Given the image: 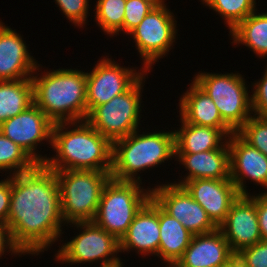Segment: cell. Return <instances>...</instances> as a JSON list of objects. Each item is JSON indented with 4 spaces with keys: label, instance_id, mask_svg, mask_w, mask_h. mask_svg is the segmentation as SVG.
Wrapping results in <instances>:
<instances>
[{
    "label": "cell",
    "instance_id": "obj_34",
    "mask_svg": "<svg viewBox=\"0 0 267 267\" xmlns=\"http://www.w3.org/2000/svg\"><path fill=\"white\" fill-rule=\"evenodd\" d=\"M10 255H14V257H22L21 255L25 256L22 250L14 243L11 230L7 226V224L0 223V260L2 256L7 253ZM18 255V256H17Z\"/></svg>",
    "mask_w": 267,
    "mask_h": 267
},
{
    "label": "cell",
    "instance_id": "obj_13",
    "mask_svg": "<svg viewBox=\"0 0 267 267\" xmlns=\"http://www.w3.org/2000/svg\"><path fill=\"white\" fill-rule=\"evenodd\" d=\"M152 185L151 198L193 235L210 233L218 228L182 186L166 180Z\"/></svg>",
    "mask_w": 267,
    "mask_h": 267
},
{
    "label": "cell",
    "instance_id": "obj_29",
    "mask_svg": "<svg viewBox=\"0 0 267 267\" xmlns=\"http://www.w3.org/2000/svg\"><path fill=\"white\" fill-rule=\"evenodd\" d=\"M237 133L267 156V119L252 115Z\"/></svg>",
    "mask_w": 267,
    "mask_h": 267
},
{
    "label": "cell",
    "instance_id": "obj_9",
    "mask_svg": "<svg viewBox=\"0 0 267 267\" xmlns=\"http://www.w3.org/2000/svg\"><path fill=\"white\" fill-rule=\"evenodd\" d=\"M149 73L146 71L126 92L115 96L108 103L94 107L86 121L112 143L142 128V93Z\"/></svg>",
    "mask_w": 267,
    "mask_h": 267
},
{
    "label": "cell",
    "instance_id": "obj_14",
    "mask_svg": "<svg viewBox=\"0 0 267 267\" xmlns=\"http://www.w3.org/2000/svg\"><path fill=\"white\" fill-rule=\"evenodd\" d=\"M230 179L240 195H250L247 182L267 193V156L247 143L237 132L228 137ZM247 180V181H246ZM264 188V189H263Z\"/></svg>",
    "mask_w": 267,
    "mask_h": 267
},
{
    "label": "cell",
    "instance_id": "obj_33",
    "mask_svg": "<svg viewBox=\"0 0 267 267\" xmlns=\"http://www.w3.org/2000/svg\"><path fill=\"white\" fill-rule=\"evenodd\" d=\"M260 79L251 83L252 114L267 119V63Z\"/></svg>",
    "mask_w": 267,
    "mask_h": 267
},
{
    "label": "cell",
    "instance_id": "obj_28",
    "mask_svg": "<svg viewBox=\"0 0 267 267\" xmlns=\"http://www.w3.org/2000/svg\"><path fill=\"white\" fill-rule=\"evenodd\" d=\"M36 163L29 154L0 132V173L17 175L32 170ZM2 171V172H1Z\"/></svg>",
    "mask_w": 267,
    "mask_h": 267
},
{
    "label": "cell",
    "instance_id": "obj_19",
    "mask_svg": "<svg viewBox=\"0 0 267 267\" xmlns=\"http://www.w3.org/2000/svg\"><path fill=\"white\" fill-rule=\"evenodd\" d=\"M235 257L225 236L217 228L210 233L193 235L177 262L182 267H225Z\"/></svg>",
    "mask_w": 267,
    "mask_h": 267
},
{
    "label": "cell",
    "instance_id": "obj_38",
    "mask_svg": "<svg viewBox=\"0 0 267 267\" xmlns=\"http://www.w3.org/2000/svg\"><path fill=\"white\" fill-rule=\"evenodd\" d=\"M164 267H182L178 262H173L168 265H164Z\"/></svg>",
    "mask_w": 267,
    "mask_h": 267
},
{
    "label": "cell",
    "instance_id": "obj_36",
    "mask_svg": "<svg viewBox=\"0 0 267 267\" xmlns=\"http://www.w3.org/2000/svg\"><path fill=\"white\" fill-rule=\"evenodd\" d=\"M256 210L262 240L267 241V193H256Z\"/></svg>",
    "mask_w": 267,
    "mask_h": 267
},
{
    "label": "cell",
    "instance_id": "obj_25",
    "mask_svg": "<svg viewBox=\"0 0 267 267\" xmlns=\"http://www.w3.org/2000/svg\"><path fill=\"white\" fill-rule=\"evenodd\" d=\"M33 103L32 79L0 81V125Z\"/></svg>",
    "mask_w": 267,
    "mask_h": 267
},
{
    "label": "cell",
    "instance_id": "obj_21",
    "mask_svg": "<svg viewBox=\"0 0 267 267\" xmlns=\"http://www.w3.org/2000/svg\"><path fill=\"white\" fill-rule=\"evenodd\" d=\"M179 98V117L186 123L218 129H231L222 119L212 99L193 81Z\"/></svg>",
    "mask_w": 267,
    "mask_h": 267
},
{
    "label": "cell",
    "instance_id": "obj_24",
    "mask_svg": "<svg viewBox=\"0 0 267 267\" xmlns=\"http://www.w3.org/2000/svg\"><path fill=\"white\" fill-rule=\"evenodd\" d=\"M258 9L241 21L228 35L233 46H246L259 59H265L267 58V11Z\"/></svg>",
    "mask_w": 267,
    "mask_h": 267
},
{
    "label": "cell",
    "instance_id": "obj_27",
    "mask_svg": "<svg viewBox=\"0 0 267 267\" xmlns=\"http://www.w3.org/2000/svg\"><path fill=\"white\" fill-rule=\"evenodd\" d=\"M200 1V0H199ZM203 7H208L224 21V25L233 30L241 21L245 20L257 8L256 0H201Z\"/></svg>",
    "mask_w": 267,
    "mask_h": 267
},
{
    "label": "cell",
    "instance_id": "obj_20",
    "mask_svg": "<svg viewBox=\"0 0 267 267\" xmlns=\"http://www.w3.org/2000/svg\"><path fill=\"white\" fill-rule=\"evenodd\" d=\"M187 171L184 176L179 174L178 181H171L181 186L184 182L194 179H229L230 178V153L228 142L220 149L198 153H175V160ZM184 177V178H183Z\"/></svg>",
    "mask_w": 267,
    "mask_h": 267
},
{
    "label": "cell",
    "instance_id": "obj_35",
    "mask_svg": "<svg viewBox=\"0 0 267 267\" xmlns=\"http://www.w3.org/2000/svg\"><path fill=\"white\" fill-rule=\"evenodd\" d=\"M10 198L11 176L6 175L4 178L0 179V223L2 224H7L8 222Z\"/></svg>",
    "mask_w": 267,
    "mask_h": 267
},
{
    "label": "cell",
    "instance_id": "obj_6",
    "mask_svg": "<svg viewBox=\"0 0 267 267\" xmlns=\"http://www.w3.org/2000/svg\"><path fill=\"white\" fill-rule=\"evenodd\" d=\"M111 171H55L65 224L93 221L96 217L104 185Z\"/></svg>",
    "mask_w": 267,
    "mask_h": 267
},
{
    "label": "cell",
    "instance_id": "obj_23",
    "mask_svg": "<svg viewBox=\"0 0 267 267\" xmlns=\"http://www.w3.org/2000/svg\"><path fill=\"white\" fill-rule=\"evenodd\" d=\"M160 243L158 258L161 264L177 262L190 244L193 234L176 218L171 217L159 206ZM163 261V262H162Z\"/></svg>",
    "mask_w": 267,
    "mask_h": 267
},
{
    "label": "cell",
    "instance_id": "obj_10",
    "mask_svg": "<svg viewBox=\"0 0 267 267\" xmlns=\"http://www.w3.org/2000/svg\"><path fill=\"white\" fill-rule=\"evenodd\" d=\"M167 0L154 7L127 36L134 43L142 60V68L152 72L156 62L168 57L178 40L177 17L168 8ZM177 39V40H176Z\"/></svg>",
    "mask_w": 267,
    "mask_h": 267
},
{
    "label": "cell",
    "instance_id": "obj_2",
    "mask_svg": "<svg viewBox=\"0 0 267 267\" xmlns=\"http://www.w3.org/2000/svg\"><path fill=\"white\" fill-rule=\"evenodd\" d=\"M51 148L43 163L51 170H112L113 143L86 120L55 123Z\"/></svg>",
    "mask_w": 267,
    "mask_h": 267
},
{
    "label": "cell",
    "instance_id": "obj_12",
    "mask_svg": "<svg viewBox=\"0 0 267 267\" xmlns=\"http://www.w3.org/2000/svg\"><path fill=\"white\" fill-rule=\"evenodd\" d=\"M53 125L45 113L33 103L20 114L3 122L0 132L23 148L36 163L43 164L47 154L42 155L38 149L44 145L51 148Z\"/></svg>",
    "mask_w": 267,
    "mask_h": 267
},
{
    "label": "cell",
    "instance_id": "obj_32",
    "mask_svg": "<svg viewBox=\"0 0 267 267\" xmlns=\"http://www.w3.org/2000/svg\"><path fill=\"white\" fill-rule=\"evenodd\" d=\"M235 259L243 267H267V241L261 240L241 249Z\"/></svg>",
    "mask_w": 267,
    "mask_h": 267
},
{
    "label": "cell",
    "instance_id": "obj_26",
    "mask_svg": "<svg viewBox=\"0 0 267 267\" xmlns=\"http://www.w3.org/2000/svg\"><path fill=\"white\" fill-rule=\"evenodd\" d=\"M93 5L94 21L106 37L122 34L126 0H96ZM95 6V7H94Z\"/></svg>",
    "mask_w": 267,
    "mask_h": 267
},
{
    "label": "cell",
    "instance_id": "obj_16",
    "mask_svg": "<svg viewBox=\"0 0 267 267\" xmlns=\"http://www.w3.org/2000/svg\"><path fill=\"white\" fill-rule=\"evenodd\" d=\"M23 36L0 20V81L31 79L37 68Z\"/></svg>",
    "mask_w": 267,
    "mask_h": 267
},
{
    "label": "cell",
    "instance_id": "obj_8",
    "mask_svg": "<svg viewBox=\"0 0 267 267\" xmlns=\"http://www.w3.org/2000/svg\"><path fill=\"white\" fill-rule=\"evenodd\" d=\"M192 80L212 99L223 121L234 132L253 115L250 86L239 71L210 73L203 70L196 72Z\"/></svg>",
    "mask_w": 267,
    "mask_h": 267
},
{
    "label": "cell",
    "instance_id": "obj_3",
    "mask_svg": "<svg viewBox=\"0 0 267 267\" xmlns=\"http://www.w3.org/2000/svg\"><path fill=\"white\" fill-rule=\"evenodd\" d=\"M42 68L39 63L31 77L34 103L39 109L54 124L86 120V71L72 67L44 71Z\"/></svg>",
    "mask_w": 267,
    "mask_h": 267
},
{
    "label": "cell",
    "instance_id": "obj_31",
    "mask_svg": "<svg viewBox=\"0 0 267 267\" xmlns=\"http://www.w3.org/2000/svg\"><path fill=\"white\" fill-rule=\"evenodd\" d=\"M92 0H54L53 2L59 7L58 9L65 15L64 17L69 20L76 28H83L88 25V17L90 10L92 11L90 3Z\"/></svg>",
    "mask_w": 267,
    "mask_h": 267
},
{
    "label": "cell",
    "instance_id": "obj_15",
    "mask_svg": "<svg viewBox=\"0 0 267 267\" xmlns=\"http://www.w3.org/2000/svg\"><path fill=\"white\" fill-rule=\"evenodd\" d=\"M254 193L239 195L231 205L225 220L218 226L235 254L262 240Z\"/></svg>",
    "mask_w": 267,
    "mask_h": 267
},
{
    "label": "cell",
    "instance_id": "obj_4",
    "mask_svg": "<svg viewBox=\"0 0 267 267\" xmlns=\"http://www.w3.org/2000/svg\"><path fill=\"white\" fill-rule=\"evenodd\" d=\"M143 128L142 132L138 129L113 142L112 179L144 183L141 173L162 164L164 166L167 161L175 159V134L172 127L169 131L162 129L153 132H146V129L144 132Z\"/></svg>",
    "mask_w": 267,
    "mask_h": 267
},
{
    "label": "cell",
    "instance_id": "obj_30",
    "mask_svg": "<svg viewBox=\"0 0 267 267\" xmlns=\"http://www.w3.org/2000/svg\"><path fill=\"white\" fill-rule=\"evenodd\" d=\"M162 0H126L122 34L128 35Z\"/></svg>",
    "mask_w": 267,
    "mask_h": 267
},
{
    "label": "cell",
    "instance_id": "obj_17",
    "mask_svg": "<svg viewBox=\"0 0 267 267\" xmlns=\"http://www.w3.org/2000/svg\"><path fill=\"white\" fill-rule=\"evenodd\" d=\"M160 243L159 205L151 198L136 214L126 234L120 239V254L135 252L142 259L158 258Z\"/></svg>",
    "mask_w": 267,
    "mask_h": 267
},
{
    "label": "cell",
    "instance_id": "obj_39",
    "mask_svg": "<svg viewBox=\"0 0 267 267\" xmlns=\"http://www.w3.org/2000/svg\"><path fill=\"white\" fill-rule=\"evenodd\" d=\"M124 265H125L124 262H122V263L115 265V266H112V267H124Z\"/></svg>",
    "mask_w": 267,
    "mask_h": 267
},
{
    "label": "cell",
    "instance_id": "obj_7",
    "mask_svg": "<svg viewBox=\"0 0 267 267\" xmlns=\"http://www.w3.org/2000/svg\"><path fill=\"white\" fill-rule=\"evenodd\" d=\"M110 178L104 185L94 222L119 241L136 214L151 199V186Z\"/></svg>",
    "mask_w": 267,
    "mask_h": 267
},
{
    "label": "cell",
    "instance_id": "obj_1",
    "mask_svg": "<svg viewBox=\"0 0 267 267\" xmlns=\"http://www.w3.org/2000/svg\"><path fill=\"white\" fill-rule=\"evenodd\" d=\"M7 226L14 243L26 256L42 255L60 241L66 224L54 170L37 164L30 171L11 175Z\"/></svg>",
    "mask_w": 267,
    "mask_h": 267
},
{
    "label": "cell",
    "instance_id": "obj_18",
    "mask_svg": "<svg viewBox=\"0 0 267 267\" xmlns=\"http://www.w3.org/2000/svg\"><path fill=\"white\" fill-rule=\"evenodd\" d=\"M181 186L202 206L217 227L225 220L231 205L240 195L230 178L194 179Z\"/></svg>",
    "mask_w": 267,
    "mask_h": 267
},
{
    "label": "cell",
    "instance_id": "obj_5",
    "mask_svg": "<svg viewBox=\"0 0 267 267\" xmlns=\"http://www.w3.org/2000/svg\"><path fill=\"white\" fill-rule=\"evenodd\" d=\"M68 225L79 233L75 232L77 235L74 233L70 241L60 239L62 244L58 243L59 248L53 256L56 263L86 266V263L100 262V267H112L123 262L119 254L120 241L94 221L71 223L66 227Z\"/></svg>",
    "mask_w": 267,
    "mask_h": 267
},
{
    "label": "cell",
    "instance_id": "obj_37",
    "mask_svg": "<svg viewBox=\"0 0 267 267\" xmlns=\"http://www.w3.org/2000/svg\"><path fill=\"white\" fill-rule=\"evenodd\" d=\"M225 267H243L236 259H234L229 265Z\"/></svg>",
    "mask_w": 267,
    "mask_h": 267
},
{
    "label": "cell",
    "instance_id": "obj_22",
    "mask_svg": "<svg viewBox=\"0 0 267 267\" xmlns=\"http://www.w3.org/2000/svg\"><path fill=\"white\" fill-rule=\"evenodd\" d=\"M179 127L174 128L175 153H198L222 148L232 129H218L186 123L179 118Z\"/></svg>",
    "mask_w": 267,
    "mask_h": 267
},
{
    "label": "cell",
    "instance_id": "obj_11",
    "mask_svg": "<svg viewBox=\"0 0 267 267\" xmlns=\"http://www.w3.org/2000/svg\"><path fill=\"white\" fill-rule=\"evenodd\" d=\"M94 65L86 72L87 115L94 107L126 92L146 72L142 67L123 66L107 55Z\"/></svg>",
    "mask_w": 267,
    "mask_h": 267
}]
</instances>
